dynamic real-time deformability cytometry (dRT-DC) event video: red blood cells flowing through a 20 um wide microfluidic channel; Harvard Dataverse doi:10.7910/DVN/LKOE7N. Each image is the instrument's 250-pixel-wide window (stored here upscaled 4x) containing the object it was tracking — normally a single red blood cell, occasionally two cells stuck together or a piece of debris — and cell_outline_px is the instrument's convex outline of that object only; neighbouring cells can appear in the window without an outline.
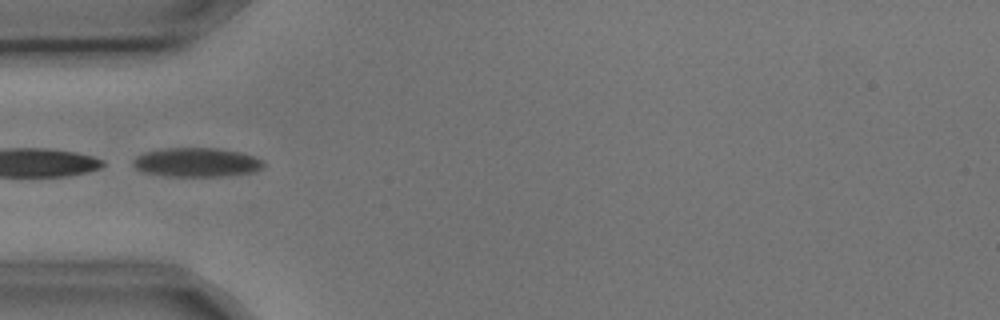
{"species": "common noctule bat (a hibernating species)", "species_latin": "Nyctalus noctula", "temperature_condition": "cold", "stored_images_in_passage": 8, "camera_frame_rate_fps": 3000, "um_per_image_px": 0.085, "animal": {"sex": "male", "body_mass_g": 17.9, "forearm_length_mm": 54.2}, "frame": {"image": 1, "passage_image": 3, "time_ms": 0.667, "image_size_px": [1000, 320], "cell_outline_px": [[264, 168], [252, 172], [220, 176], [168, 176], [144, 172], [136, 168], [132, 164], [132, 160], [136, 156], [144, 152], [164, 148], [216, 148], [240, 152], [256, 156], [264, 160]], "centroid_in_image_um": [16.72, 13.79], "position_along_channel_um": 68.3, "area_um2": 22.2}}
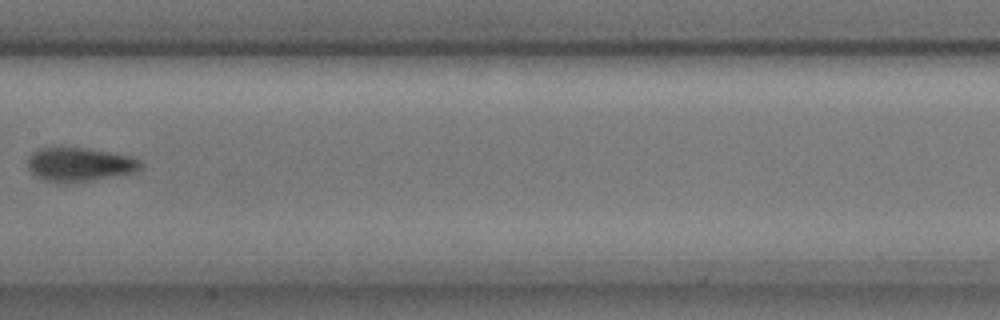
{"frame": {"image": 2, "passage_image": 6, "time_ms": 1.667, "image_size_px": [1000, 320], "cell_outline_px": [[144, 164], [136, 172], [88, 180], [44, 180], [36, 176], [28, 168], [28, 160], [32, 152], [40, 148], [88, 148], [128, 156], [140, 160]], "centroid_in_image_um": [6.78, 13.94], "position_along_channel_um": 200.6, "area_um2": 21.39}}
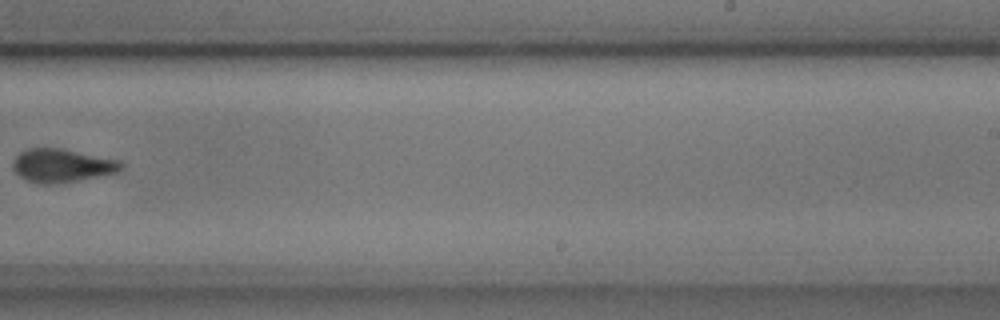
{"frame": {"image": 3, "passage_image": 8, "time_ms": 2.333, "image_size_px": [1000, 320], "cell_outline_px": [[124, 168], [120, 172], [76, 180], [48, 184], [44, 184], [28, 180], [20, 176], [12, 168], [12, 160], [20, 152], [28, 148], [60, 148], [120, 160], [124, 164]], "centroid_in_image_um": [5.28, 14.05], "position_along_channel_um": 283.7, "area_um2": 20.92}}